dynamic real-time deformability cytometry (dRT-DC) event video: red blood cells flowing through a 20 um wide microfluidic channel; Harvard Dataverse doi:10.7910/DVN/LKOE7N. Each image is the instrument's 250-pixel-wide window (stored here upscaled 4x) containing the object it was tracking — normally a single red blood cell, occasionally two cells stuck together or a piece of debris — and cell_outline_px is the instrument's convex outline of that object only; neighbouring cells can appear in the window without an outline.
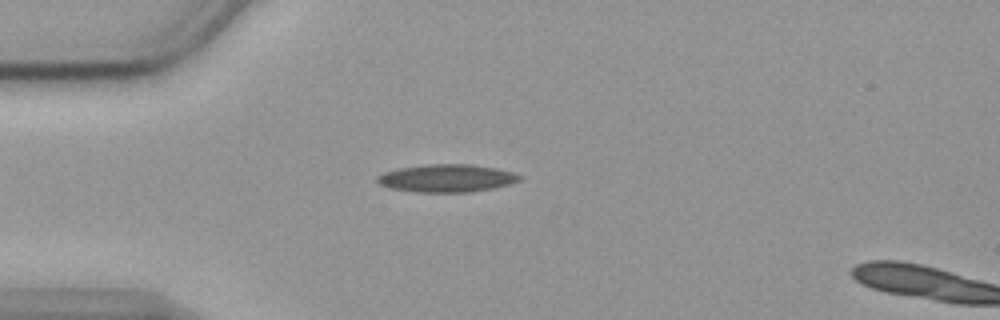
{"species": "common noctule bat (a hibernating species)", "species_latin": "Nyctalus noctula", "temperature_condition": "cold", "stored_images_in_passage": 4, "camera_frame_rate_fps": 3000, "um_per_image_px": 0.085, "animal": {"sex": "female", "body_mass_g": 19.9}, "frame": {"image": 1, "passage_image": 1, "time_ms": 0.0, "image_size_px": [1000, 320], "cell_outline_px": [[524, 176], [520, 180], [508, 184], [492, 188], [472, 192], [416, 192], [392, 188], [380, 184], [376, 180], [376, 176], [384, 172], [400, 168], [428, 164], [468, 164], [496, 168], [512, 172]], "centroid_in_image_um": [37.98, 15.14], "position_along_channel_um": 47.0, "area_um2": 22.89}}